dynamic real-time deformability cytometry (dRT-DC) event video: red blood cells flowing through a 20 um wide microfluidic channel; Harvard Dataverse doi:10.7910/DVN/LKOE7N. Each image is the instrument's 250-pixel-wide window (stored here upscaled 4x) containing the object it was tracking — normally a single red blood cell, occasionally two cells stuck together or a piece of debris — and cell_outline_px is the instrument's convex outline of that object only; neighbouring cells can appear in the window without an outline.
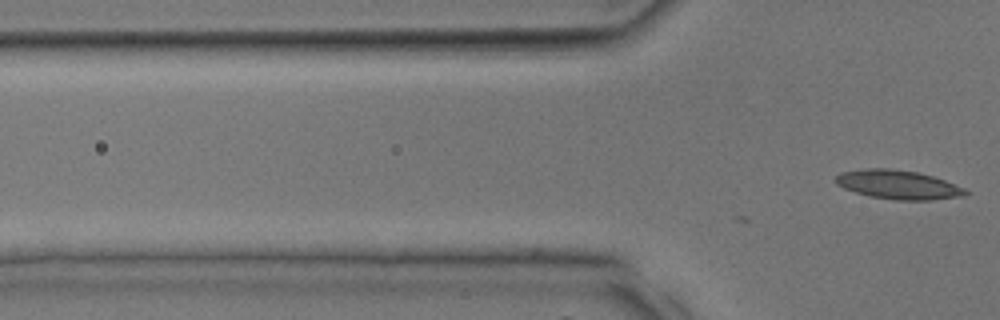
{"species": "common noctule bat (a hibernating species)", "species_latin": "Nyctalus noctula", "temperature_condition": "room temperature", "stored_images_in_passage": 5, "camera_frame_rate_fps": 3000, "um_per_image_px": 0.085, "animal": {"sex": "male", "body_mass_g": 17.9, "forearm_length_mm": 54.2}, "frame": {"image": 1, "passage_image": 5, "time_ms": 1.333, "image_size_px": [1000, 320], "cell_outline_px": [[972, 192], [964, 196], [932, 200], [896, 200], [868, 196], [844, 188], [836, 184], [832, 180], [840, 172], [864, 168], [892, 168], [916, 172], [932, 176], [944, 180], [964, 188]], "centroid_in_image_um": [76.32, 15.69], "position_along_channel_um": 49.5, "area_um2": 22.14}}